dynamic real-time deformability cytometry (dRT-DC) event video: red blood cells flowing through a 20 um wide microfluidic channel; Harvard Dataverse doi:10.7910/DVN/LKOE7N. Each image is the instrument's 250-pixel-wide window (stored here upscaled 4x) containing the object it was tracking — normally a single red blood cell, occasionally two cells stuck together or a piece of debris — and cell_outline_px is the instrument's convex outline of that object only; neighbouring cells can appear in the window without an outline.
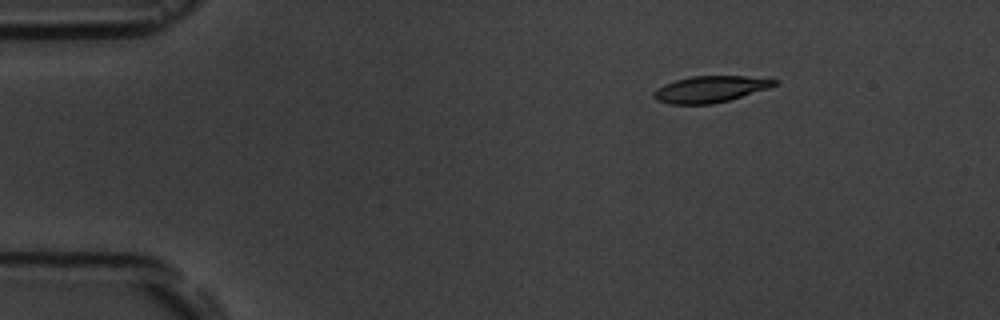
{"species": "common noctule bat (a hibernating species)", "species_latin": "Nyctalus noctula", "temperature_condition": "room temperature", "stored_images_in_passage": 13, "camera_frame_rate_fps": 3000, "um_per_image_px": 0.085, "animal": {"sex": "male", "body_mass_g": 19.5, "forearm_length_mm": 54.6}, "frame": {"image": 1, "passage_image": 1, "time_ms": 0.0, "image_size_px": [1000, 320], "cell_outline_px": [[780, 80], [776, 84], [768, 88], [728, 100], [712, 104], [668, 104], [656, 100], [652, 96], [652, 92], [656, 88], [664, 84], [676, 80], [692, 76], [744, 76]], "centroid_in_image_um": [60.31, 7.58], "position_along_channel_um": 24.7, "area_um2": 18.5}}
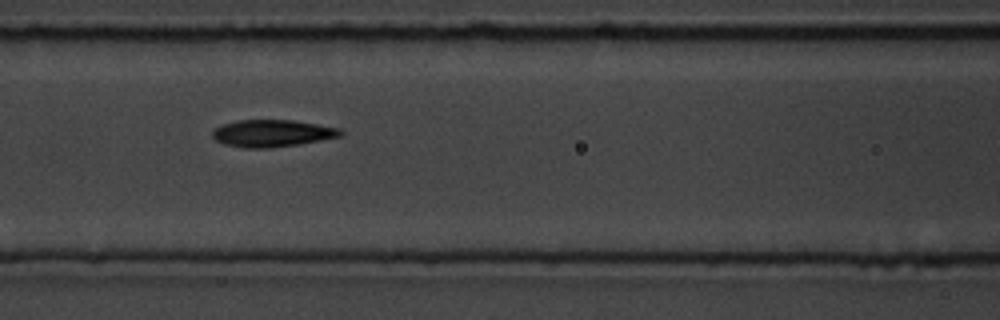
{"frame": {"image": 2, "passage_image": 5, "time_ms": 5.333, "image_size_px": [1000, 320], "cell_outline_px": [[344, 132], [340, 136], [300, 144], [272, 148], [244, 148], [224, 144], [216, 140], [212, 136], [212, 132], [216, 128], [224, 124], [236, 120], [292, 120], [340, 128]], "centroid_in_image_um": [23.13, 11.33], "position_along_channel_um": 143.5, "area_um2": 20.17}}
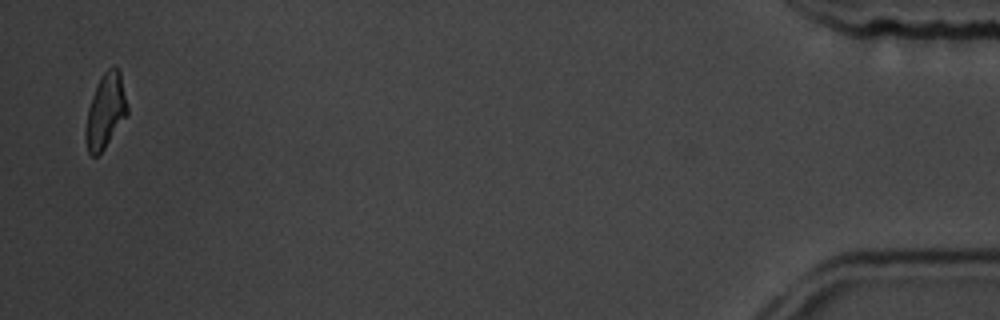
{"frame": {"image": 3, "passage_image": 13, "time_ms": 15.667, "image_size_px": [1000, 320], "cell_outline_px": [[128, 116], [104, 148], [96, 156], [92, 156], [88, 152], [84, 136], [84, 128], [88, 108], [92, 96], [104, 72], [108, 68], [116, 68], [120, 72], [128, 108]], "centroid_in_image_um": [8.96, 9.49], "position_along_channel_um": 426.2, "area_um2": 17.98}, "authors_computed_cell_mechanics": {"area_um2": 19.8254, "velocity_mm_per_s": 3.6024, "shape_relaxation_time_tau1_ms": 7.7076, "shape_relaxation_time_tau2_ms": 2.8742, "deformation_change_tau1": 0.1645, "deformation_change_tau2": 0.0954}}